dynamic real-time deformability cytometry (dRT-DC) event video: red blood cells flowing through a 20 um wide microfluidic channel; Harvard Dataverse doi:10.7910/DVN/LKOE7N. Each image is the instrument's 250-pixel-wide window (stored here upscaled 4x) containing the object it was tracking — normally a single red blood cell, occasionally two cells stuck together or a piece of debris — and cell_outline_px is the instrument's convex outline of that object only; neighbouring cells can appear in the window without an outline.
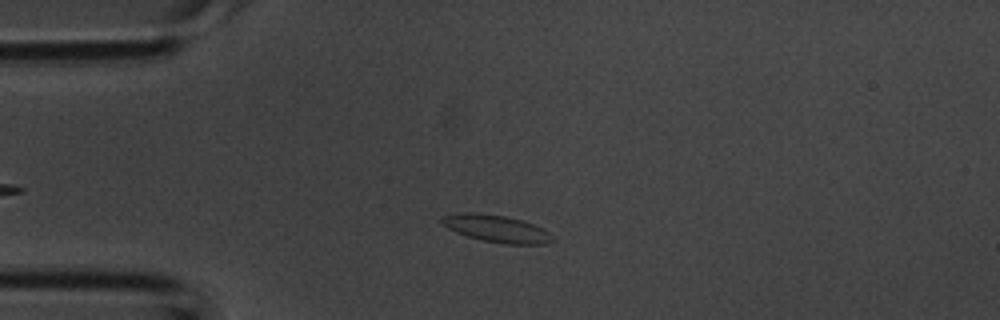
{"species": "common noctule bat (a hibernating species)", "species_latin": "Nyctalus noctula", "temperature_condition": "room temperature", "stored_images_in_passage": 34, "camera_frame_rate_fps": 3000, "um_per_image_px": 0.085, "animal": {"sex": "male", "body_mass_g": 20.1, "forearm_length_mm": 53.5}, "frame": {"image": 1, "passage_image": 6, "time_ms": 1.667, "image_size_px": [1000, 320], "cell_outline_px": [[556, 240], [548, 244], [504, 244], [484, 240], [468, 236], [456, 232], [448, 228], [440, 220], [440, 216], [456, 212], [476, 212], [504, 216], [520, 220], [544, 228], [556, 236]], "centroid_in_image_um": [42.24, 19.43], "position_along_channel_um": 42.8, "area_um2": 17.74}}
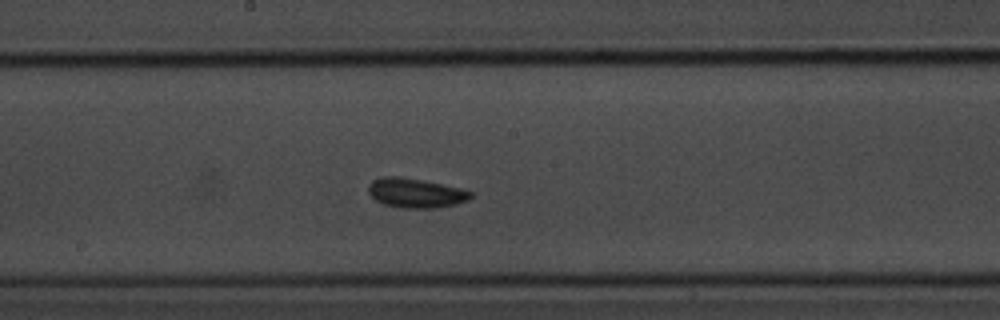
{"frame": {"image": 2, "passage_image": 18, "time_ms": 5.667, "image_size_px": [1000, 320], "cell_outline_px": [[472, 196], [468, 200], [456, 204], [436, 208], [400, 208], [384, 204], [376, 200], [368, 192], [368, 188], [372, 180], [384, 176], [392, 176], [420, 180], [460, 188], [472, 192]], "centroid_in_image_um": [35.32, 16.42], "position_along_channel_um": 212.9, "area_um2": 17.34}}
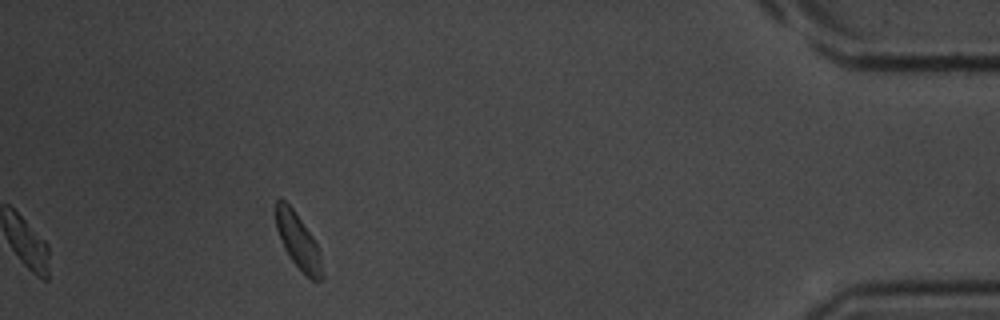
{"frame": {"image": 3, "passage_image": 34, "time_ms": 11.0, "image_size_px": [1000, 320], "cell_outline_px": [[324, 276], [320, 280], [312, 280], [288, 256], [280, 240], [276, 228], [276, 200], [280, 196], [292, 208], [312, 236], [320, 252]], "centroid_in_image_um": [25.34, 20.49], "position_along_channel_um": 409.9, "area_um2": 14.74}}